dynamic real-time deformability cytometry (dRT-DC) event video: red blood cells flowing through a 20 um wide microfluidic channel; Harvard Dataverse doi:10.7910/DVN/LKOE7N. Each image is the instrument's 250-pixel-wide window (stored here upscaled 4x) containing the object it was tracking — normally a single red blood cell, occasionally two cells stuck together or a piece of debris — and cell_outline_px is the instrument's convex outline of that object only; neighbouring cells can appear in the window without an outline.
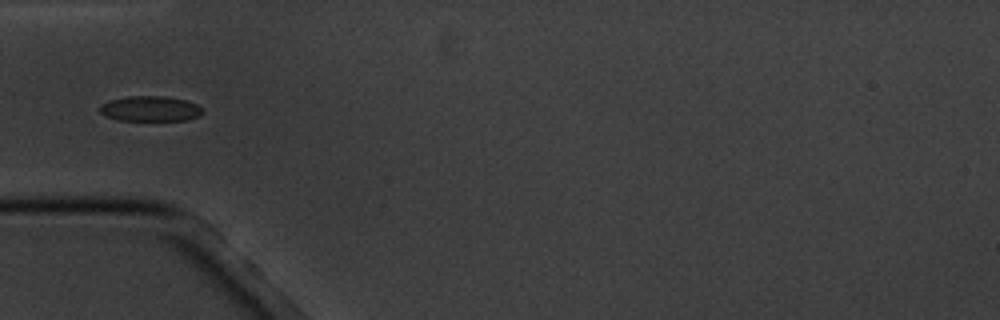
{"species": "common noctule bat (a hibernating species)", "species_latin": "Nyctalus noctula", "temperature_condition": "cold", "stored_images_in_passage": 17, "segment_of_instrument_passage": [2, 2], "camera_frame_rate_fps": 3000, "um_per_image_px": 0.085, "animal": {"sex": "male", "body_mass_g": 20.1, "forearm_length_mm": 53.5}, "frame": {"image": 1, "passage_image": 6, "time_ms": 6.0, "image_size_px": [1000, 320], "cell_outline_px": [[204, 112], [200, 116], [188, 120], [116, 120], [104, 116], [100, 112], [100, 104], [108, 100], [128, 96], [164, 96], [184, 100], [196, 104]], "centroid_in_image_um": [12.73, 9.24], "position_along_channel_um": 72.3, "area_um2": 15.2}}
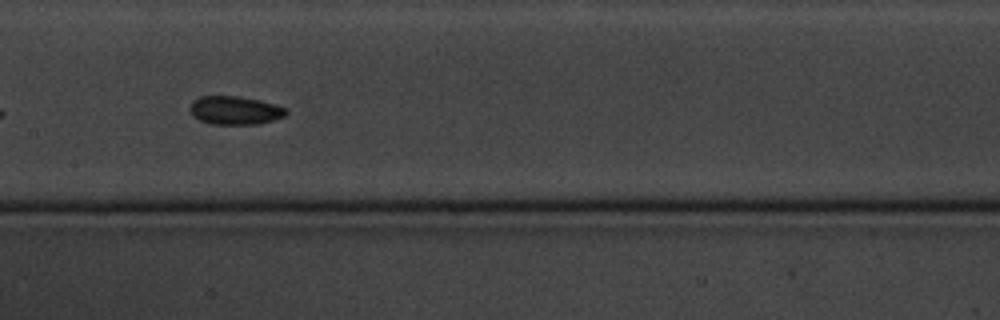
{"frame": {"image": 2, "passage_image": 9, "time_ms": 9.333, "image_size_px": [1000, 320], "cell_outline_px": [[288, 112], [284, 116], [272, 120], [256, 124], [208, 124], [192, 116], [188, 108], [192, 100], [200, 96], [236, 96], [260, 100], [288, 108]], "centroid_in_image_um": [19.93, 9.37], "position_along_channel_um": 187.5, "area_um2": 16.07}}
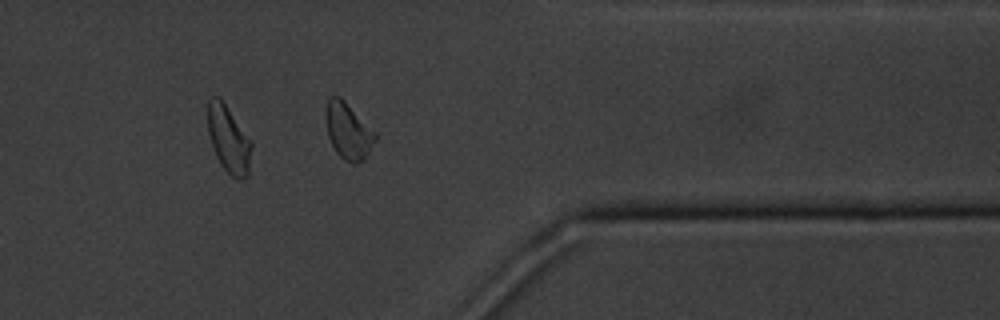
{"frame": {"image": 3, "passage_image": 14, "time_ms": 15.333, "image_size_px": [1000, 320], "cell_outline_px": [[376, 140], [364, 160], [356, 164], [352, 164], [344, 160], [336, 152], [328, 136], [324, 120], [324, 112], [328, 96], [340, 96], [376, 132]], "centroid_in_image_um": [29.57, 11.12], "position_along_channel_um": 381.8, "area_um2": 16.53}}